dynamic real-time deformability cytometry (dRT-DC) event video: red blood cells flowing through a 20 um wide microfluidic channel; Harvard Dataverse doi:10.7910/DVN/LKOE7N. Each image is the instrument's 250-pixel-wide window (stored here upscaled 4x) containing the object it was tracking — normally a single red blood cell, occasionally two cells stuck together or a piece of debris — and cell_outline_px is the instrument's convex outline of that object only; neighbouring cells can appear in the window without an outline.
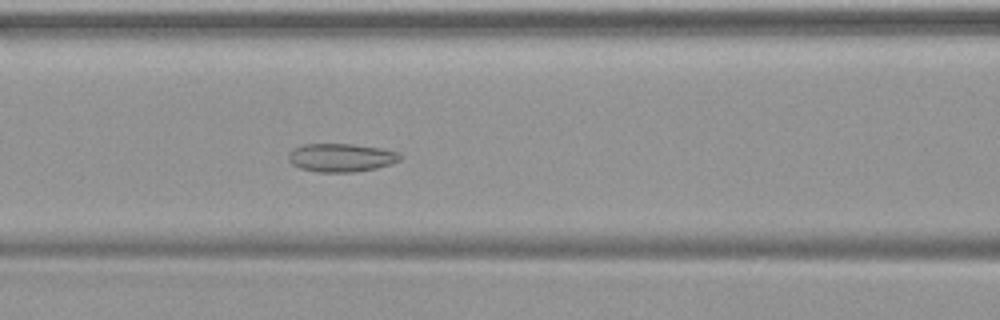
{"species": "common noctule bat (a hibernating species)", "species_latin": "Nyctalus noctula", "temperature_condition": "warm", "stored_images_in_passage": 37, "camera_frame_rate_fps": 3000, "um_per_image_px": 0.085, "animal": {"sex": "female", "body_mass_g": 19.9}, "frame": {"image": 1, "passage_image": 9, "time_ms": 2.667, "image_size_px": [1000, 320], "cell_outline_px": [[404, 156], [400, 160], [376, 168], [356, 172], [316, 172], [300, 168], [292, 164], [288, 160], [288, 152], [292, 148], [304, 144], [352, 144], [380, 148], [400, 152]], "centroid_in_image_um": [28.98, 13.39], "position_along_channel_um": 137.6, "area_um2": 18.61}}
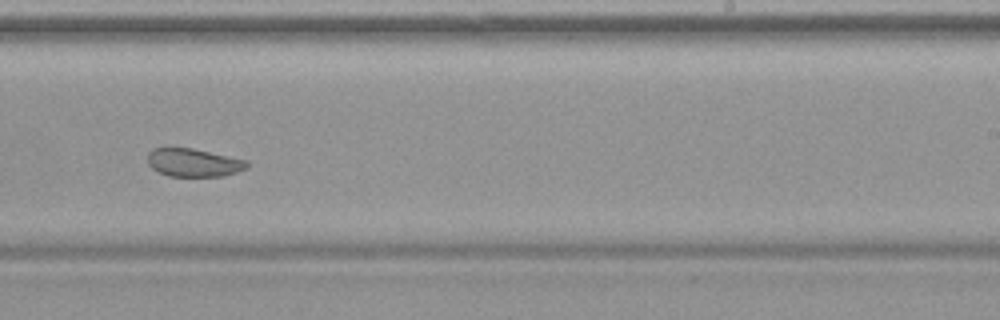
{"frame": {"image": 2, "passage_image": 19, "time_ms": 6.0, "image_size_px": [1000, 320], "cell_outline_px": [[248, 168], [224, 176], [168, 176], [152, 168], [148, 164], [148, 152], [152, 148], [192, 148], [248, 160]], "centroid_in_image_um": [16.47, 13.82], "position_along_channel_um": 272.5, "area_um2": 16.3}}
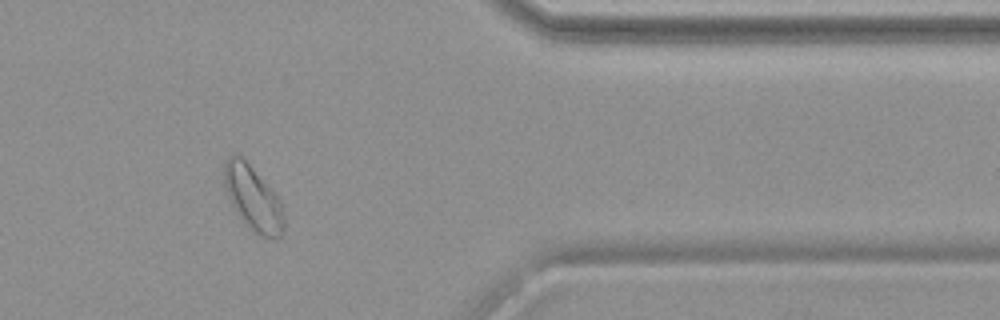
{"frame": {"image": 3, "passage_image": 29, "time_ms": 9.333, "image_size_px": [1000, 320], "cell_outline_px": [[284, 232], [280, 236], [260, 236], [236, 212], [228, 196], [224, 184], [224, 160], [228, 156], [236, 152], [252, 168], [280, 200], [284, 216]], "centroid_in_image_um": [21.49, 16.81], "position_along_channel_um": 389.9, "area_um2": 21.79}}